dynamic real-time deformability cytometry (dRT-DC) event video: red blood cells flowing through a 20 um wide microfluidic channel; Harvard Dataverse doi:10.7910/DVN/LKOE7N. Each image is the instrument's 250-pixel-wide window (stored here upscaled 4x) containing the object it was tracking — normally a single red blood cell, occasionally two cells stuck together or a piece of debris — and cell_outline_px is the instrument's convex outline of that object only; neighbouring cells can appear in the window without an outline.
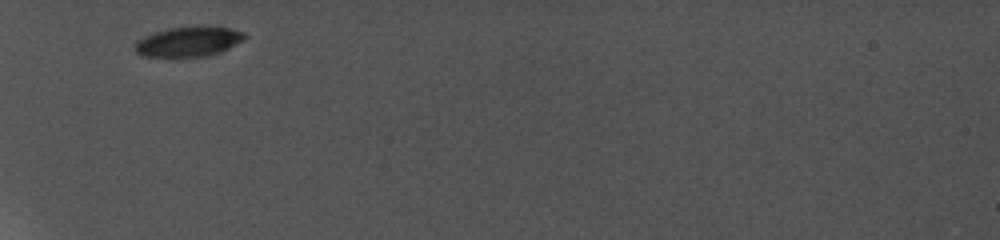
{"species": "common noctule bat (a hibernating species)", "species_latin": "Nyctalus noctula", "temperature_condition": "cold", "stored_images_in_passage": 2, "camera_frame_rate_fps": 5000, "um_per_image_px": 0.085, "animal": {"sex": "female", "body_mass_g": 19.0, "forearm_length_mm": 56.7}, "frame": {"image": 1, "passage_image": 1, "time_ms": 0.0, "image_size_px": [1000, 240], "cell_outline_px": [[248, 36], [244, 40], [220, 52], [204, 56], [180, 60], [144, 56], [136, 52], [132, 48], [132, 44], [136, 40], [152, 32], [168, 28], [228, 28], [244, 32]], "centroid_in_image_um": [15.91, 3.61], "position_along_channel_um": 69.1, "area_um2": 19.59}}